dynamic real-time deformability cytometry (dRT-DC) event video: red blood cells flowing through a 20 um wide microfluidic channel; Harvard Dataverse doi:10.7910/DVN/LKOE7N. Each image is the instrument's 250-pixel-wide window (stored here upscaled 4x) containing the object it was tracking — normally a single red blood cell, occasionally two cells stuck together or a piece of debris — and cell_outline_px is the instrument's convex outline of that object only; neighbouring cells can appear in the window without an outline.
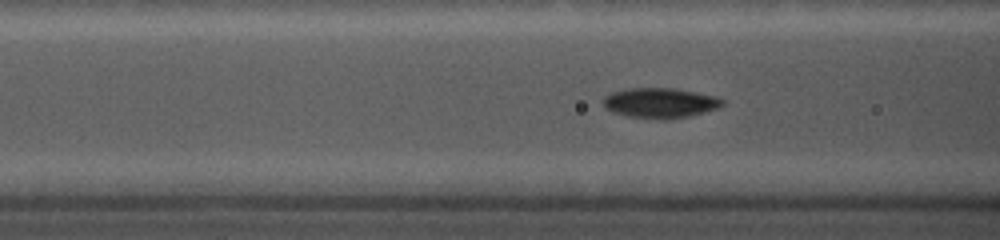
{"species": "common noctule bat (a hibernating species)", "species_latin": "Nyctalus noctula", "temperature_condition": "cold", "stored_images_in_passage": 40, "camera_frame_rate_fps": 5000, "um_per_image_px": 0.085, "animal": {"sex": "female", "body_mass_g": 19.0, "forearm_length_mm": 56.7}, "frame": {"image": 1, "passage_image": 6, "time_ms": 1.0, "image_size_px": [1000, 240], "cell_outline_px": [[728, 100], [720, 108], [688, 116], [668, 120], [660, 120], [628, 116], [612, 112], [604, 104], [604, 96], [612, 92], [628, 88], [676, 88], [716, 96]], "centroid_in_image_um": [56.18, 8.75], "position_along_channel_um": 110.4, "area_um2": 21.15}}
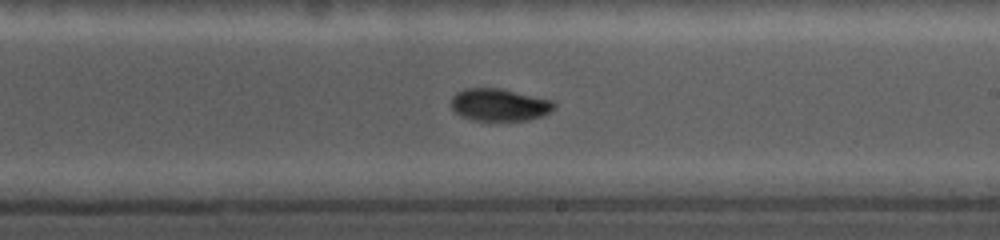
{"frame": {"image": 2, "passage_image": 24, "time_ms": 4.6, "image_size_px": [1000, 240], "cell_outline_px": [[556, 108], [544, 116], [528, 120], [472, 120], [460, 116], [448, 104], [452, 96], [456, 92], [464, 88], [500, 88], [556, 100]], "centroid_in_image_um": [42.47, 8.9], "position_along_channel_um": 246.5, "area_um2": 19.94}}
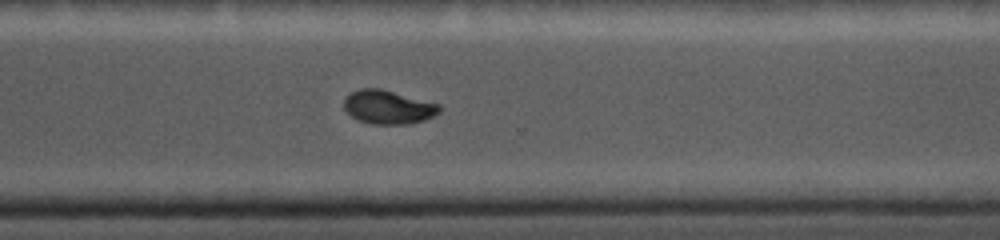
{"frame": {"image": 3, "passage_image": 36, "time_ms": 7.0, "image_size_px": [1000, 240], "cell_outline_px": [[440, 112], [432, 116], [412, 124], [372, 124], [356, 120], [344, 108], [344, 100], [352, 92], [360, 88], [380, 88], [440, 104]], "centroid_in_image_um": [32.99, 9.11], "position_along_channel_um": 337.6, "area_um2": 18.67}}